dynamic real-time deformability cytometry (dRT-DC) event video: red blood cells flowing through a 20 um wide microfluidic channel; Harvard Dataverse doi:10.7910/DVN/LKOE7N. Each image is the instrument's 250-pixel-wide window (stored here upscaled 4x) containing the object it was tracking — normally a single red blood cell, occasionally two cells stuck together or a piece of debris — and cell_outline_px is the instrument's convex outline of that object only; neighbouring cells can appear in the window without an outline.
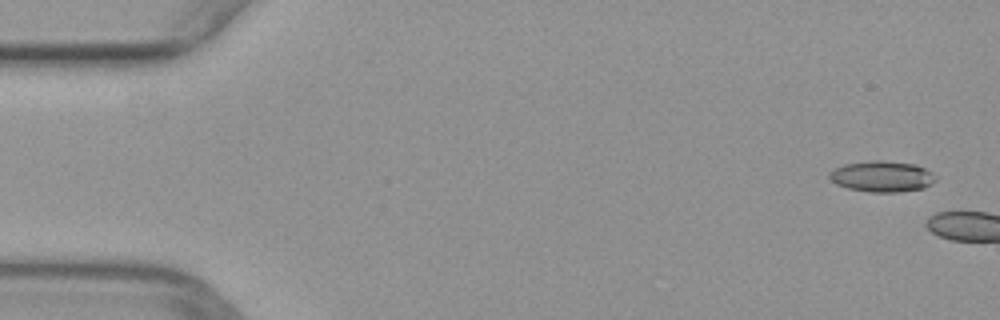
{"species": "common noctule bat (a hibernating species)", "species_latin": "Nyctalus noctula", "temperature_condition": "warm", "stored_images_in_passage": 5, "camera_frame_rate_fps": 3000, "um_per_image_px": 0.085, "animal": {"sex": "female", "body_mass_g": 29.2, "forearm_length_mm": 56.3}, "frame": {"image": 1, "passage_image": 2, "time_ms": 0.333, "image_size_px": [1000, 320], "cell_outline_px": [[936, 180], [924, 188], [896, 192], [868, 192], [848, 188], [836, 184], [828, 176], [828, 172], [844, 164], [876, 160], [880, 160], [916, 164], [932, 172], [936, 176]], "centroid_in_image_um": [74.97, 14.99], "position_along_channel_um": 10.0, "area_um2": 19.13}}